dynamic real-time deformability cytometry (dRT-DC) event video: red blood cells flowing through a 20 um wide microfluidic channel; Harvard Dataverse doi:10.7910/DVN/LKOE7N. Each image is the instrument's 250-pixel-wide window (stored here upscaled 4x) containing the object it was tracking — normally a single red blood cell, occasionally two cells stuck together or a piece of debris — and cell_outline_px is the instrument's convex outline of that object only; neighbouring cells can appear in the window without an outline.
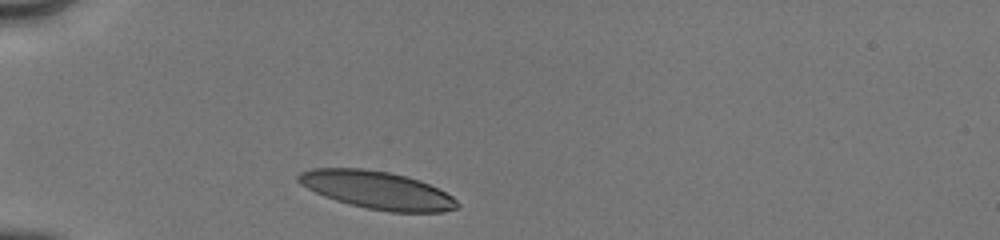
{"species": "human", "species_latin": "Homo sapiens", "temperature_condition": "cold", "stored_images_in_passage": 1, "camera_frame_rate_fps": 3000, "um_per_image_px": 0.085, "donor": {"sex": "male"}, "frame": {"image": 1, "passage_image": 1, "time_ms": 0.0, "image_size_px": [1000, 240], "cell_outline_px": [[460, 204], [456, 208], [444, 212], [388, 212], [348, 204], [324, 196], [300, 184], [296, 180], [296, 176], [300, 172], [312, 168], [364, 168], [388, 172], [408, 176], [420, 180], [452, 196]], "centroid_in_image_um": [32.04, 16.15], "position_along_channel_um": 53.0, "area_um2": 34.97}}